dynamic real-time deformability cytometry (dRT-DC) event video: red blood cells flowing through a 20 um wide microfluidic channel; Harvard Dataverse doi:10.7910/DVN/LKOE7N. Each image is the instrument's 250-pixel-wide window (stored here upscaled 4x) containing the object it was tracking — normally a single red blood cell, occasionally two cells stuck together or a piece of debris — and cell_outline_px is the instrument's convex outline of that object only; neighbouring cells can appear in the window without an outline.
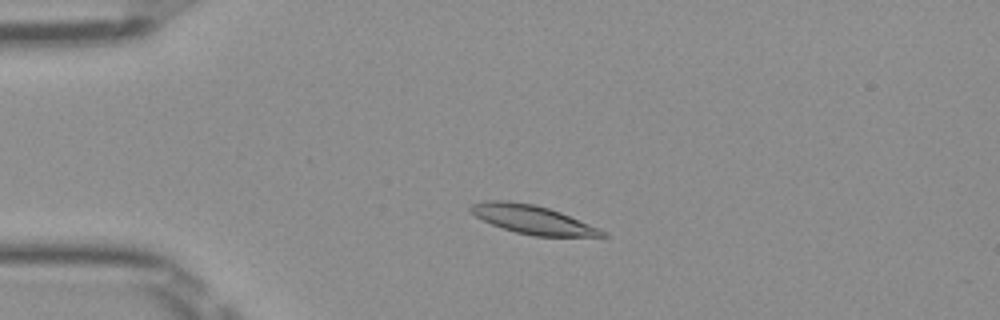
{"species": "Egyptian fruit bat (a non-hibernating species)", "species_latin": "Rousettus aegyptiacus", "temperature_condition": "room temperature", "stored_images_in_passage": 49, "camera_frame_rate_fps": 3000, "um_per_image_px": 0.085, "frame": {"image": 1, "passage_image": 10, "time_ms": 3.0, "image_size_px": [1000, 320], "cell_outline_px": [[608, 236], [536, 236], [516, 232], [492, 224], [476, 216], [468, 208], [468, 204], [484, 200], [508, 200], [536, 204], [560, 212], [608, 232]], "centroid_in_image_um": [45.23, 18.64], "position_along_channel_um": 39.8, "area_um2": 21.85}}
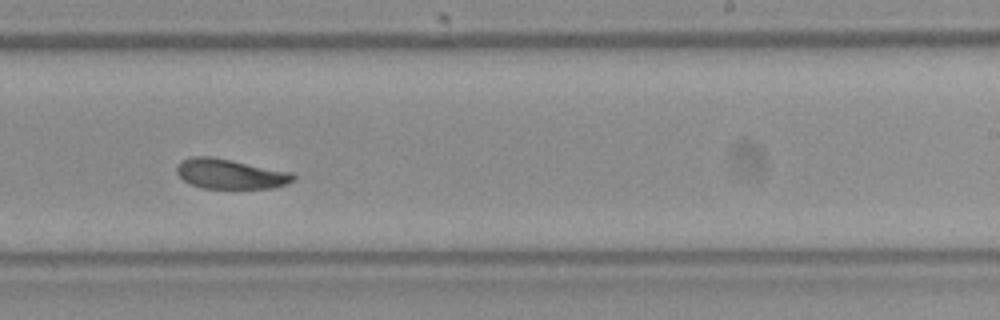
{"frame": {"image": 2, "passage_image": 30, "time_ms": 9.667, "image_size_px": [1000, 320], "cell_outline_px": [[296, 180], [272, 188], [204, 188], [192, 184], [184, 180], [176, 172], [176, 164], [180, 160], [192, 156], [212, 156], [292, 172], [296, 176]], "centroid_in_image_um": [19.56, 14.76], "position_along_channel_um": 269.4, "area_um2": 20.35}}
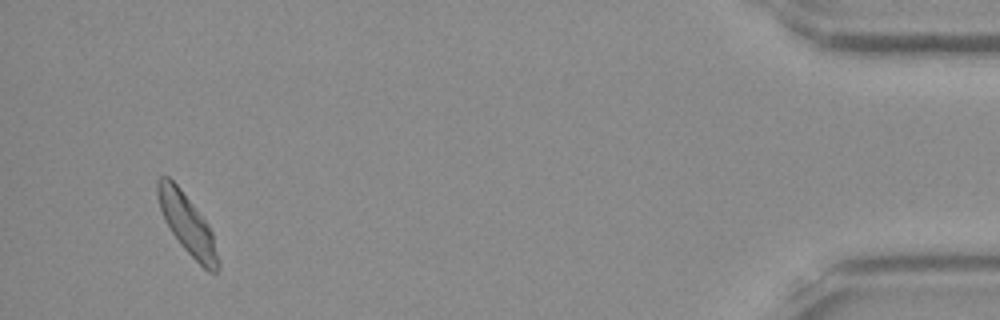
{"frame": {"image": 3, "passage_image": 47, "time_ms": 15.333, "image_size_px": [1000, 320], "cell_outline_px": [[220, 264], [216, 272], [208, 272], [180, 244], [164, 220], [160, 208], [156, 192], [156, 180], [160, 176], [168, 176], [180, 188], [196, 208], [208, 224], [212, 232]], "centroid_in_image_um": [15.9, 19.03], "position_along_channel_um": 419.3, "area_um2": 20.81}, "authors_computed_cell_mechanics": {"area_um2": 20.9814, "velocity_mm_per_s": 3.9343, "shape_relaxation_time_tau1_ms": 5.9184, "shape_relaxation_time_tau2_ms": 3.8092, "deformation_change_tau1": 0.1536, "deformation_change_tau2": 0.0862}}